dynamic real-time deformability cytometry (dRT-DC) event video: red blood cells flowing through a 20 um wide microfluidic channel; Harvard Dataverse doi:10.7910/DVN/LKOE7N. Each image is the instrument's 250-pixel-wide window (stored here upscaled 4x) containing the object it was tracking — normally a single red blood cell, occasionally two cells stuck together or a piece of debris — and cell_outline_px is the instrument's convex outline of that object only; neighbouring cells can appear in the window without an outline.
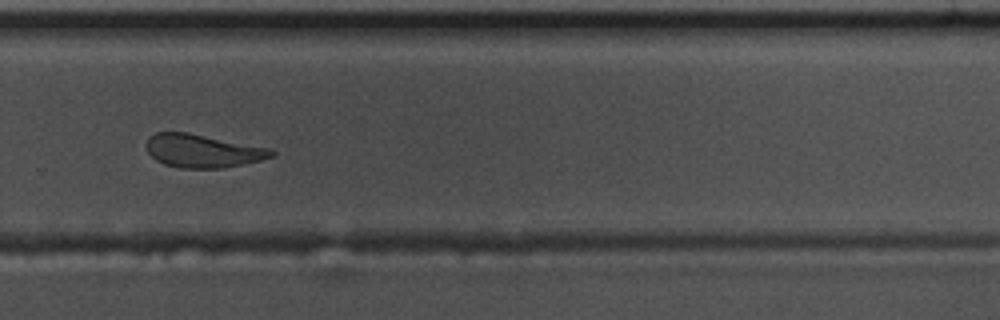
{"species": "common noctule bat (a hibernating species)", "species_latin": "Nyctalus noctula", "temperature_condition": "warm", "stored_images_in_passage": 55, "camera_frame_rate_fps": 3000, "um_per_image_px": 0.085, "animal": {"sex": "male", "body_mass_g": 17.5, "forearm_length_mm": 52.3}, "frame": {"image": 1, "passage_image": 37, "time_ms": 12.0, "image_size_px": [1000, 320], "cell_outline_px": [[276, 156], [260, 160], [224, 168], [180, 168], [164, 164], [156, 160], [148, 152], [148, 136], [156, 132], [188, 132], [272, 148], [276, 152]], "centroid_in_image_um": [17.27, 12.82], "position_along_channel_um": 312.5, "area_um2": 24.33}}
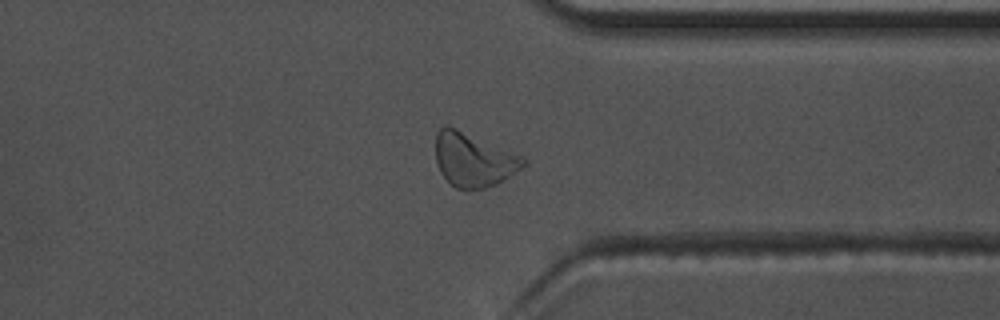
{"frame": {"image": 2, "passage_image": 42, "time_ms": 13.667, "image_size_px": [1000, 320], "cell_outline_px": [[528, 164], [504, 180], [496, 184], [484, 188], [456, 188], [440, 172], [436, 164], [436, 132], [444, 124], [448, 124], [520, 156], [528, 160]], "centroid_in_image_um": [40.23, 13.56], "position_along_channel_um": 371.2, "area_um2": 27.22}}
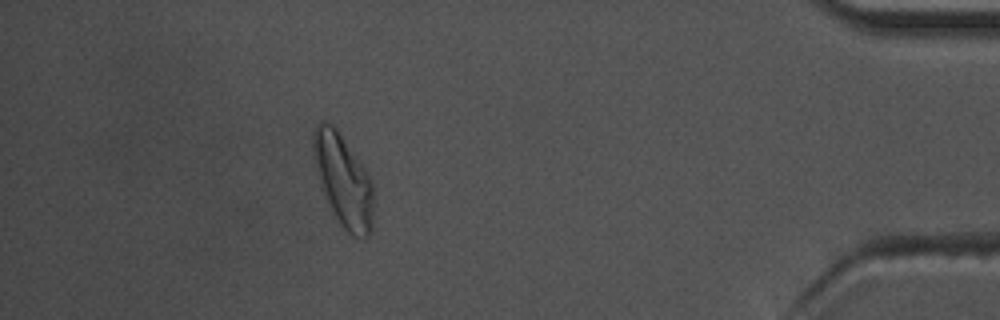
{"frame": {"image": 3, "passage_image": 49, "time_ms": 16.0, "image_size_px": [1000, 320], "cell_outline_px": [[372, 232], [364, 240], [352, 236], [340, 224], [324, 196], [316, 168], [312, 152], [312, 136], [316, 124], [320, 120], [324, 120], [332, 124], [336, 128], [368, 176], [372, 184]], "centroid_in_image_um": [29.14, 15.35], "position_along_channel_um": 406.1, "area_um2": 31.85}, "authors_computed_cell_mechanics": {"area_um2": 25.0274, "velocity_mm_per_s": 3.6605, "shape_relaxation_time_tau1_ms": 3.5769, "shape_relaxation_time_tau2_ms": 2.5396, "deformation_change_tau1": 0.1581, "deformation_change_tau2": 0.1152}}